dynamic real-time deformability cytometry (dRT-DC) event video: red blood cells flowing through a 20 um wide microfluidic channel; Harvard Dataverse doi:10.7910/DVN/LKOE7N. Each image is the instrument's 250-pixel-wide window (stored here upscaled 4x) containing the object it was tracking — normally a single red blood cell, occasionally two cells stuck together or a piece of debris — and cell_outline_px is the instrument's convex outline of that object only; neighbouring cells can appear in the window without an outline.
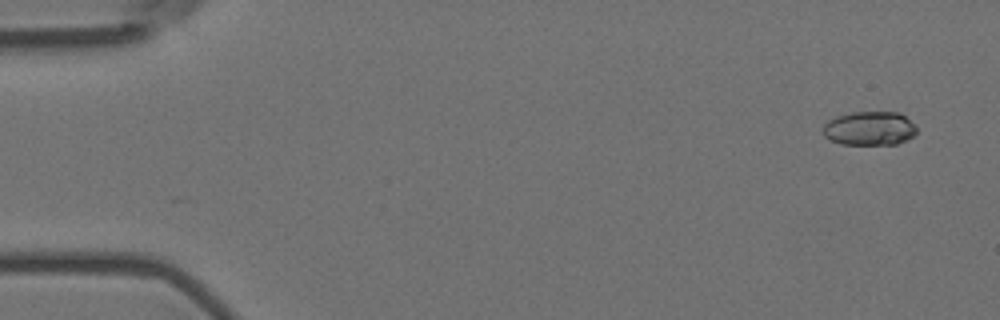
{"species": "Egyptian fruit bat (a non-hibernating species)", "species_latin": "Rousettus aegyptiacus", "temperature_condition": "room temperature", "stored_images_in_passage": 3, "camera_frame_rate_fps": 3000, "um_per_image_px": 0.085, "animal": {"sex": "female"}, "frame": {"image": 1, "passage_image": 1, "time_ms": 0.0, "image_size_px": [1000, 320], "cell_outline_px": [[916, 132], [912, 136], [896, 144], [840, 144], [824, 136], [824, 124], [828, 120], [836, 116], [852, 112], [900, 112], [916, 128]], "centroid_in_image_um": [73.88, 10.91], "position_along_channel_um": 11.1, "area_um2": 18.26}}